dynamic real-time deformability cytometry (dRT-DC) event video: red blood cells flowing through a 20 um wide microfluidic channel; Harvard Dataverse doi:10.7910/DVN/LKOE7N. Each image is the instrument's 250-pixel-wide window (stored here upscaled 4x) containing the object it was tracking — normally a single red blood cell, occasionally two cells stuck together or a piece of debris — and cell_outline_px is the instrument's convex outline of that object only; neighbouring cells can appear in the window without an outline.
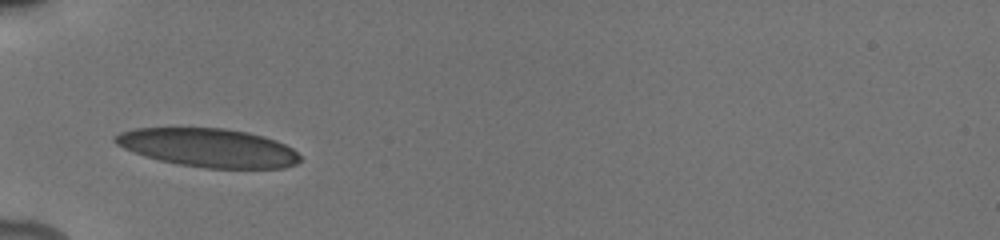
{"species": "human", "species_latin": "Homo sapiens", "temperature_condition": "cold", "stored_images_in_passage": 19, "camera_frame_rate_fps": 3000, "um_per_image_px": 0.085, "donor": {"sex": "male"}, "frame": {"image": 1, "passage_image": 1, "time_ms": 0.0, "image_size_px": [1000, 240], "cell_outline_px": [[300, 160], [296, 164], [284, 168], [204, 168], [176, 164], [144, 156], [124, 148], [116, 144], [112, 140], [120, 132], [136, 128], [224, 128], [248, 132], [264, 136], [276, 140], [292, 148], [300, 156]], "centroid_in_image_um": [17.72, 12.56], "position_along_channel_um": 67.3, "area_um2": 41.56}}
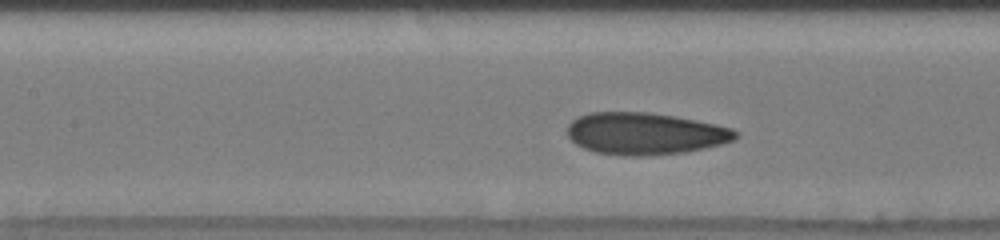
{"frame": {"image": 2, "passage_image": 13, "time_ms": 2.333, "image_size_px": [1000, 240], "cell_outline_px": [[740, 136], [732, 140], [720, 144], [704, 148], [684, 152], [648, 156], [624, 156], [596, 152], [584, 148], [576, 144], [568, 136], [568, 124], [576, 116], [588, 112], [652, 112], [716, 124], [732, 128], [740, 132]], "centroid_in_image_um": [54.82, 11.35], "position_along_channel_um": 152.6, "area_um2": 41.38}}
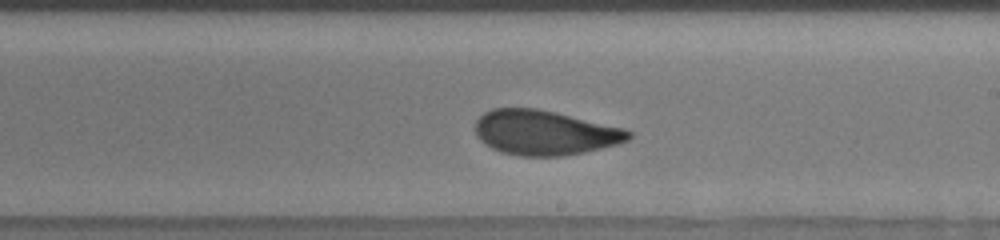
{"frame": {"image": 3, "passage_image": 19, "time_ms": 4.667, "image_size_px": [1000, 240], "cell_outline_px": [[632, 136], [628, 140], [620, 144], [584, 152], [560, 156], [520, 156], [500, 152], [484, 144], [476, 136], [476, 120], [484, 112], [492, 108], [536, 108], [556, 112], [624, 128], [632, 132]], "centroid_in_image_um": [46.29, 11.27], "position_along_channel_um": 242.7, "area_um2": 40.17}}